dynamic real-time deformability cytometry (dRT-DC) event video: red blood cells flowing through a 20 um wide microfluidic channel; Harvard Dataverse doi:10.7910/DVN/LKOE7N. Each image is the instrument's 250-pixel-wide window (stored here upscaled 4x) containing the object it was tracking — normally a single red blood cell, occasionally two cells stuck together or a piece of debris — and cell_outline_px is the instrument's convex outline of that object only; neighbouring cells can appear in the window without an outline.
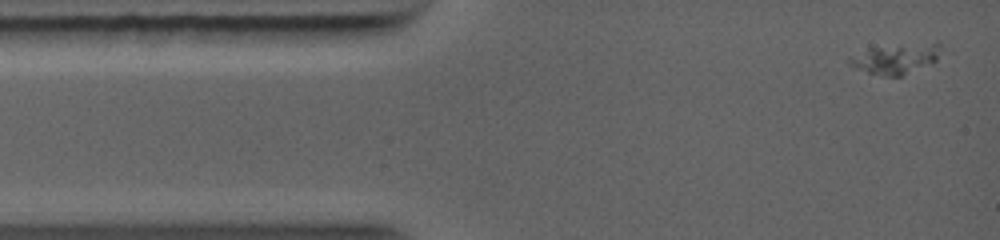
{"species": "common noctule bat (a hibernating species)", "species_latin": "Nyctalus noctula", "temperature_condition": "warm", "stored_images_in_passage": 45, "camera_frame_rate_fps": 5000, "um_per_image_px": 0.085, "animal": {"sex": "female", "body_mass_g": 19.0, "forearm_length_mm": 56.7}, "frame": {"image": 1, "passage_image": 1, "time_ms": 0.0, "image_size_px": [1000, 240], "cell_outline_px": [[940, 44], [936, 60], [900, 76], [884, 76], [868, 72], [856, 68], [848, 64], [848, 56], [872, 48], [936, 40]], "centroid_in_image_um": [76.13, 4.95], "position_along_channel_um": 8.9, "area_um2": 15.84}}
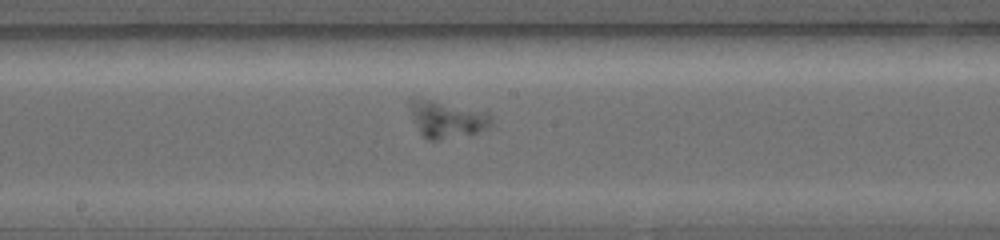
{"frame": {"image": 2, "passage_image": 20, "time_ms": 5.6, "image_size_px": [1000, 240], "cell_outline_px": [[492, 128], [476, 132], [436, 140], [428, 140], [420, 132], [412, 120], [408, 104], [408, 100], [412, 96], [432, 100], [488, 112], [492, 116]], "centroid_in_image_um": [37.95, 10.11], "position_along_channel_um": 210.3, "area_um2": 17.63}}
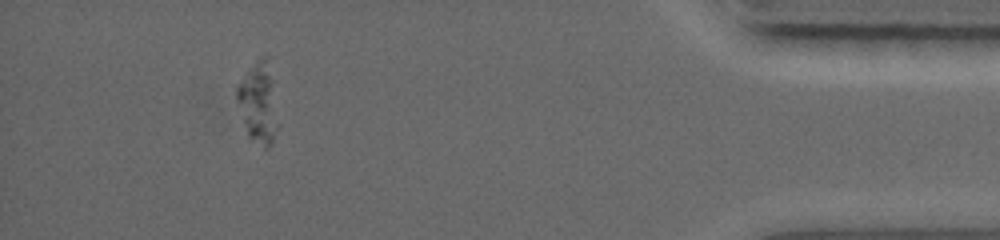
{"frame": {"image": 3, "passage_image": 39, "time_ms": 11.2, "image_size_px": [1000, 240], "cell_outline_px": [[272, 140], [268, 148], [264, 148], [248, 136], [236, 100], [236, 88], [260, 56], [268, 56], [272, 136]], "centroid_in_image_um": [21.8, 8.72], "position_along_channel_um": 413.4, "area_um2": 16.59}}